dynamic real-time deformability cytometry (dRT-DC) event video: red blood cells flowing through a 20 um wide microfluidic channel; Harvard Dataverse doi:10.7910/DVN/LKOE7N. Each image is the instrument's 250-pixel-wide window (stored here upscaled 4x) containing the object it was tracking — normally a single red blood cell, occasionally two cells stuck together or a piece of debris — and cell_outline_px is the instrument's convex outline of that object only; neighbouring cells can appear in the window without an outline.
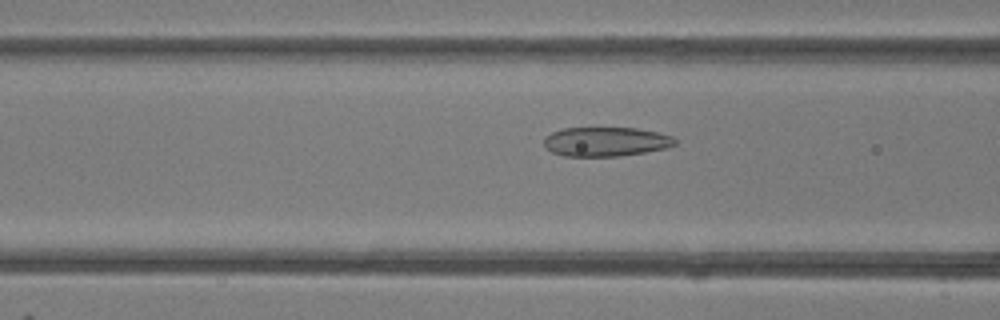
{"species": "common noctule bat (a hibernating species)", "species_latin": "Nyctalus noctula", "temperature_condition": "room temperature", "stored_images_in_passage": 48, "camera_frame_rate_fps": 3000, "um_per_image_px": 0.085, "animal": {"sex": "female"}, "frame": {"image": 1, "passage_image": 19, "time_ms": 6.0, "image_size_px": [1000, 320], "cell_outline_px": [[676, 144], [668, 148], [620, 156], [564, 156], [552, 152], [544, 144], [544, 136], [552, 132], [564, 128], [636, 128], [656, 132], [672, 136], [676, 140]], "centroid_in_image_um": [51.5, 12.04], "position_along_channel_um": 115.1, "area_um2": 22.31}}
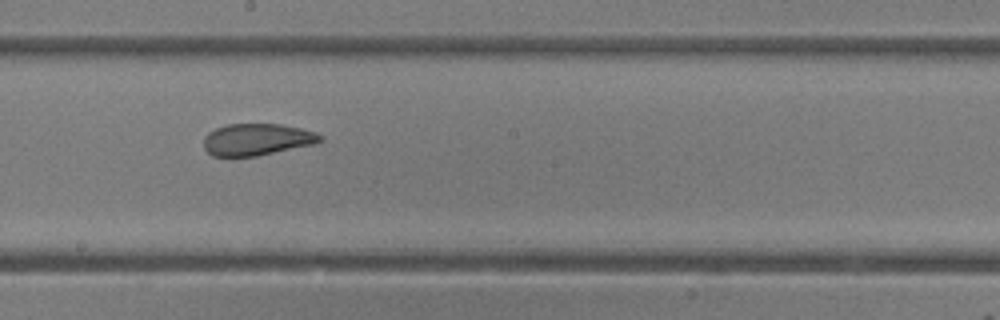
{"frame": {"image": 2, "passage_image": 27, "time_ms": 8.667, "image_size_px": [1000, 320], "cell_outline_px": [[324, 140], [312, 144], [256, 156], [212, 156], [204, 148], [204, 136], [208, 132], [216, 128], [228, 124], [280, 124], [300, 128], [316, 132], [324, 136]], "centroid_in_image_um": [21.83, 11.85], "position_along_channel_um": 226.4, "area_um2": 21.5}}
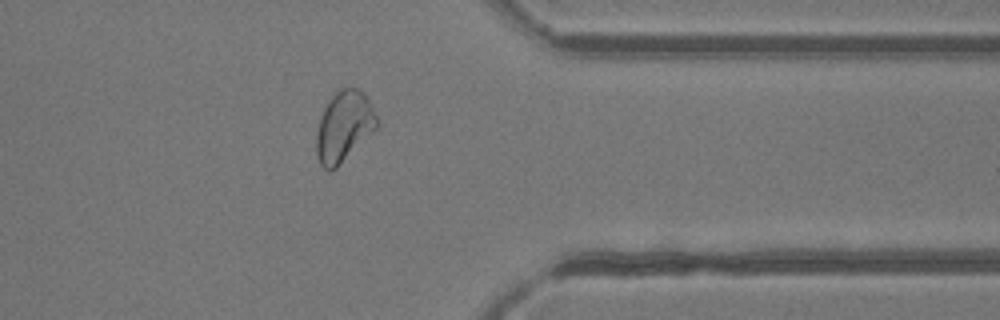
{"frame": {"image": 3, "passage_image": 39, "time_ms": 12.667, "image_size_px": [1000, 320], "cell_outline_px": [[376, 128], [332, 172], [328, 172], [320, 164], [316, 156], [316, 132], [320, 116], [328, 100], [340, 88], [360, 88], [364, 92], [376, 116]], "centroid_in_image_um": [29.18, 10.76], "position_along_channel_um": 382.2, "area_um2": 24.68}}